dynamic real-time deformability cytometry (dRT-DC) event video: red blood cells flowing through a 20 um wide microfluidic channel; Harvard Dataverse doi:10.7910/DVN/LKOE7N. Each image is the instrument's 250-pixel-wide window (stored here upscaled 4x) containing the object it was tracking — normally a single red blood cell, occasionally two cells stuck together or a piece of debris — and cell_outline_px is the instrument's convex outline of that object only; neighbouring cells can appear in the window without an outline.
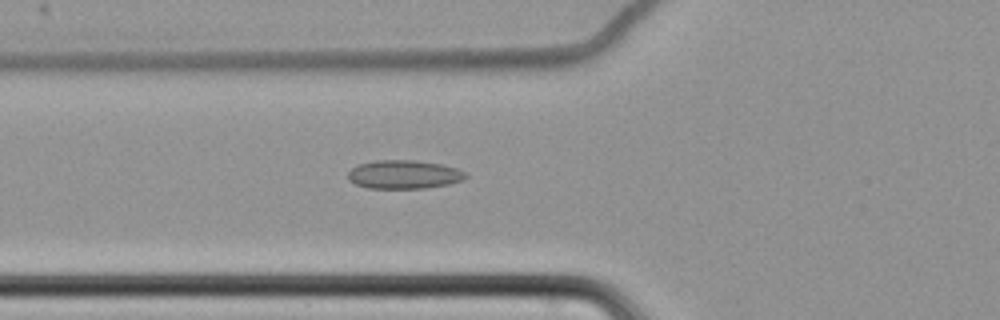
{"species": "common noctule bat (a hibernating species)", "species_latin": "Nyctalus noctula", "temperature_condition": "cold", "stored_images_in_passage": 52, "camera_frame_rate_fps": 3000, "um_per_image_px": 0.085, "animal": {"sex": "female", "body_mass_g": 22.7, "forearm_length_mm": 54.2}, "frame": {"image": 1, "passage_image": 15, "time_ms": 4.667, "image_size_px": [1000, 320], "cell_outline_px": [[468, 176], [464, 180], [448, 184], [428, 188], [368, 188], [356, 184], [348, 180], [348, 172], [356, 164], [376, 160], [416, 160], [440, 164], [456, 168], [464, 172]], "centroid_in_image_um": [34.32, 14.83], "position_along_channel_um": 91.5, "area_um2": 19.71}}
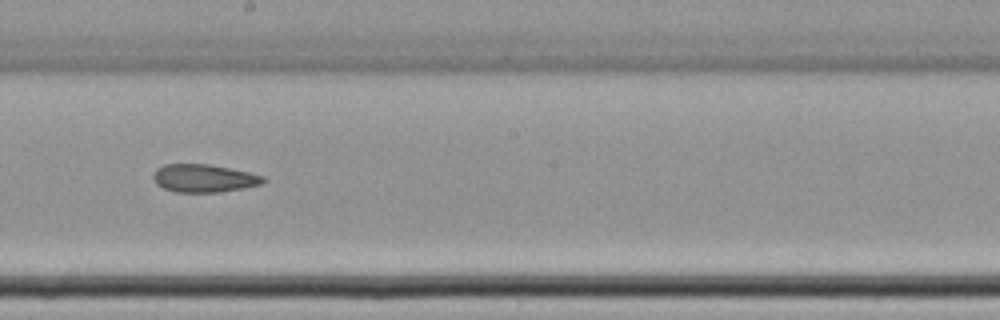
{"frame": {"image": 2, "passage_image": 27, "time_ms": 8.667, "image_size_px": [1000, 320], "cell_outline_px": [[268, 180], [260, 184], [244, 188], [220, 192], [176, 192], [164, 188], [156, 184], [152, 176], [156, 168], [164, 164], [208, 164], [248, 172], [264, 176]], "centroid_in_image_um": [17.32, 15.15], "position_along_channel_um": 230.9, "area_um2": 17.92}}
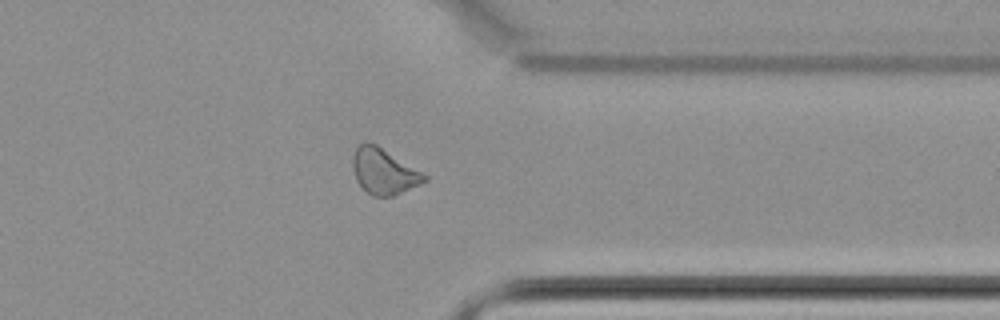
{"frame": {"image": 3, "passage_image": 40, "time_ms": 13.0, "image_size_px": [1000, 320], "cell_outline_px": [[428, 180], [420, 184], [392, 196], [372, 196], [356, 180], [352, 164], [352, 156], [356, 148], [360, 144], [376, 144], [428, 176]], "centroid_in_image_um": [32.62, 14.58], "position_along_channel_um": 378.8, "area_um2": 18.61}, "authors_computed_cell_mechanics": {"area_um2": 19.1029, "velocity_mm_per_s": 3.4859, "shape_relaxation_time_tau1_ms": null, "shape_relaxation_time_tau2_ms": 8.0293, "deformation_change_tau1": null, "deformation_change_tau2": 0.1392}}